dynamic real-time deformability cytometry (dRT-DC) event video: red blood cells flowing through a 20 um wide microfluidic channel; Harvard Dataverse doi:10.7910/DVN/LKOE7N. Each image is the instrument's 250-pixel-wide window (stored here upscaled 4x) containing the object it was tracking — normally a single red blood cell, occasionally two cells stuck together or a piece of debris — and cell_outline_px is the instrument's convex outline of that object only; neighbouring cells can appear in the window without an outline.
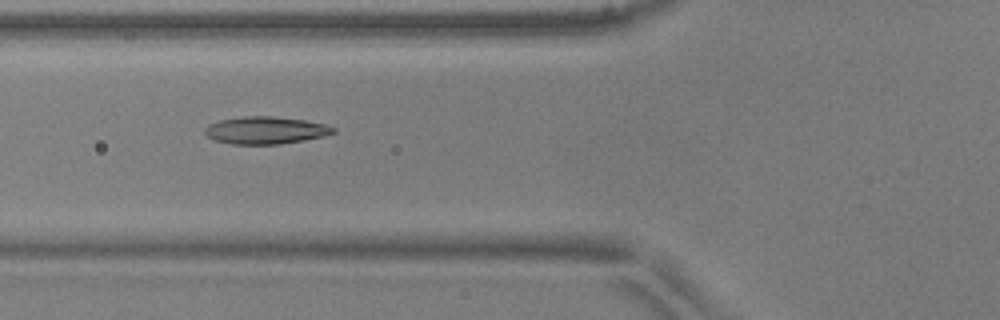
{"species": "common noctule bat (a hibernating species)", "species_latin": "Nyctalus noctula", "temperature_condition": "warm", "stored_images_in_passage": 3, "camera_frame_rate_fps": 3000, "um_per_image_px": 0.085, "animal": {"sex": "male", "body_mass_g": 17.9, "forearm_length_mm": 54.2}, "frame": {"image": 1, "passage_image": 2, "time_ms": 0.333, "image_size_px": [1000, 320], "cell_outline_px": [[336, 132], [324, 136], [304, 140], [280, 144], [232, 144], [212, 140], [204, 132], [204, 128], [208, 124], [220, 120], [244, 116], [272, 116], [304, 120], [324, 124], [336, 128]], "centroid_in_image_um": [22.55, 11.07], "position_along_channel_um": 103.2, "area_um2": 20.52}}